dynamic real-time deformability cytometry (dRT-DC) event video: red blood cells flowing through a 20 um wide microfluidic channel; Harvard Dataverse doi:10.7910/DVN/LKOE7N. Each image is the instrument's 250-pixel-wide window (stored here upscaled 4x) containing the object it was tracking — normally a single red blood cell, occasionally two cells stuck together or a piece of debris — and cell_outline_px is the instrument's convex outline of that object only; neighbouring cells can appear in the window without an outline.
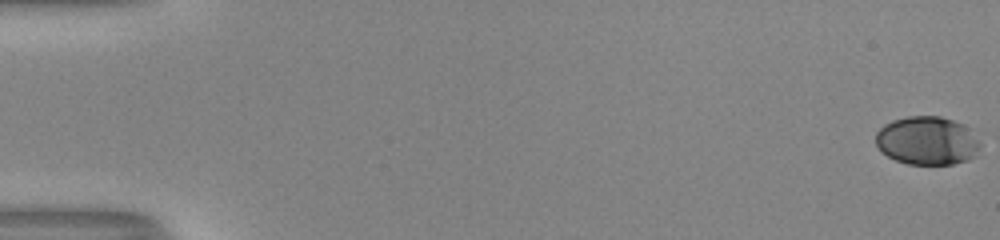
{"species": "human", "species_latin": "Homo sapiens", "temperature_condition": "room temperature", "stored_images_in_passage": 54, "camera_frame_rate_fps": 3000, "um_per_image_px": 0.085, "donor": {"sex": "male"}, "frame": {"image": 1, "passage_image": 1, "time_ms": 0.0, "image_size_px": [1000, 240], "cell_outline_px": [[980, 144], [972, 156], [968, 160], [952, 164], [908, 164], [896, 160], [888, 156], [876, 144], [876, 132], [884, 124], [892, 120], [908, 116], [940, 116], [952, 120], [960, 124]], "centroid_in_image_um": [78.72, 11.96], "position_along_channel_um": 6.3, "area_um2": 28.73}}
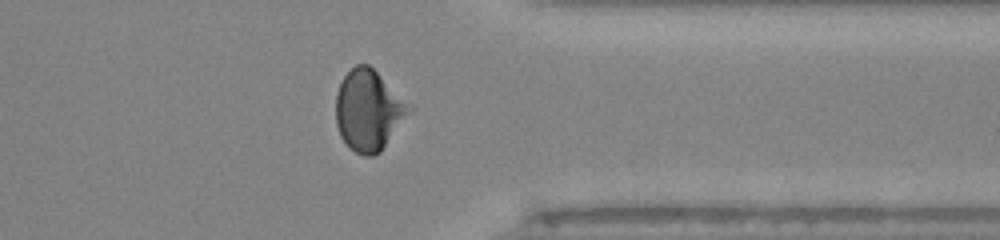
{"frame": {"image": 2, "passage_image": 44, "time_ms": 14.333, "image_size_px": [1000, 240], "cell_outline_px": [[416, 108], [380, 152], [372, 156], [364, 156], [356, 152], [340, 136], [336, 124], [336, 92], [344, 76], [356, 64], [368, 64], [412, 104]], "centroid_in_image_um": [31.38, 9.37], "position_along_channel_um": 380.0, "area_um2": 34.8}}
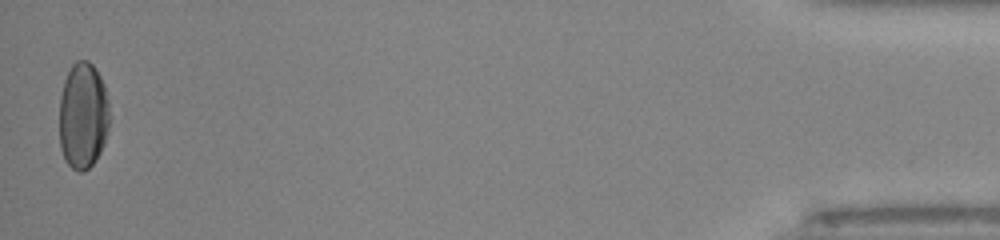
{"frame": {"image": 3, "passage_image": 54, "time_ms": 17.667, "image_size_px": [1000, 240], "cell_outline_px": [[112, 116], [104, 144], [96, 160], [88, 168], [80, 172], [72, 168], [64, 160], [60, 148], [60, 96], [64, 80], [72, 64], [76, 60], [88, 60], [92, 64], [100, 76], [104, 84]], "centroid_in_image_um": [7.08, 9.83], "position_along_channel_um": 428.1, "area_um2": 31.73}, "authors_computed_cell_mechanics": {"area_um2": 31.7611, "velocity_mm_per_s": 4.0249, "shape_relaxation_time_tau1_ms": 5.218, "shape_relaxation_time_tau2_ms": 1.0911, "deformation_change_tau1": 0.183, "deformation_change_tau2": 0.0472}}